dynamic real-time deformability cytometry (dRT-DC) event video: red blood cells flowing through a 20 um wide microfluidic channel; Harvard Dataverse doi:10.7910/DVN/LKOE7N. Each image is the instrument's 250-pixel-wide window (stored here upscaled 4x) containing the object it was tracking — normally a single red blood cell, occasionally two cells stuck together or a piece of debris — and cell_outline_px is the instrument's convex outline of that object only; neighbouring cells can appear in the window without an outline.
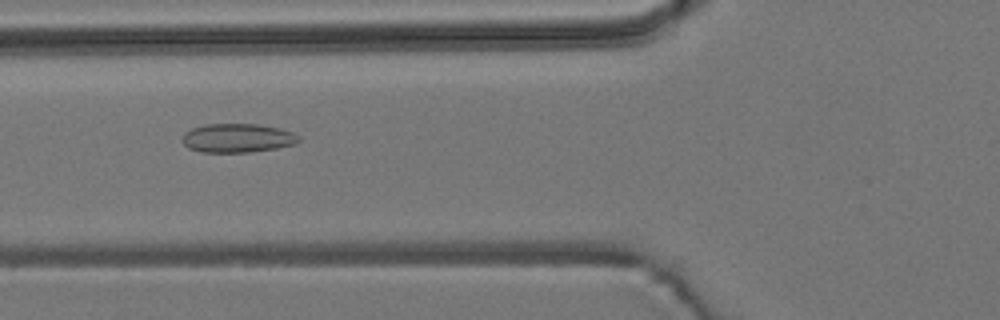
{"species": "common noctule bat (a hibernating species)", "species_latin": "Nyctalus noctula", "temperature_condition": "room temperature", "stored_images_in_passage": 37, "camera_frame_rate_fps": 3000, "um_per_image_px": 0.085, "animal": {"sex": "male", "body_mass_g": 19.2, "forearm_length_mm": 51.8}, "frame": {"image": 1, "passage_image": 9, "time_ms": 2.667, "image_size_px": [1000, 320], "cell_outline_px": [[300, 140], [296, 144], [276, 148], [252, 152], [200, 152], [188, 148], [184, 144], [184, 132], [192, 128], [204, 124], [256, 124], [280, 128], [292, 132], [300, 136]], "centroid_in_image_um": [20.21, 11.73], "position_along_channel_um": 105.6, "area_um2": 19.65}}
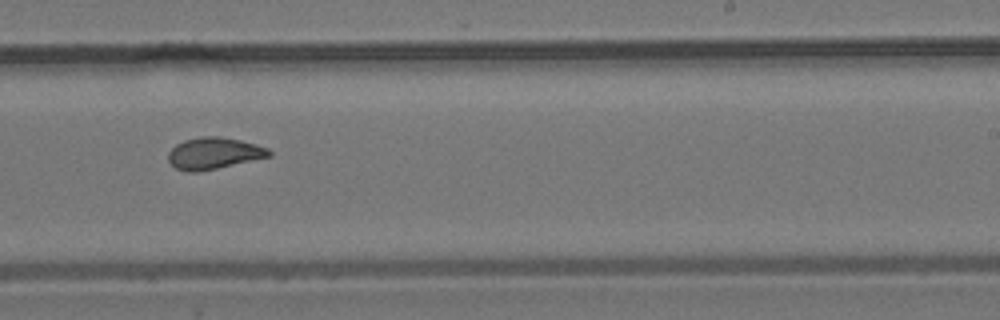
{"frame": {"image": 2, "passage_image": 22, "time_ms": 7.0, "image_size_px": [1000, 320], "cell_outline_px": [[272, 156], [216, 168], [196, 172], [188, 172], [176, 168], [168, 160], [168, 152], [176, 144], [184, 140], [200, 136], [220, 136], [240, 140], [256, 144], [268, 148], [272, 152]], "centroid_in_image_um": [18.18, 13.02], "position_along_channel_um": 270.8, "area_um2": 18.55}}
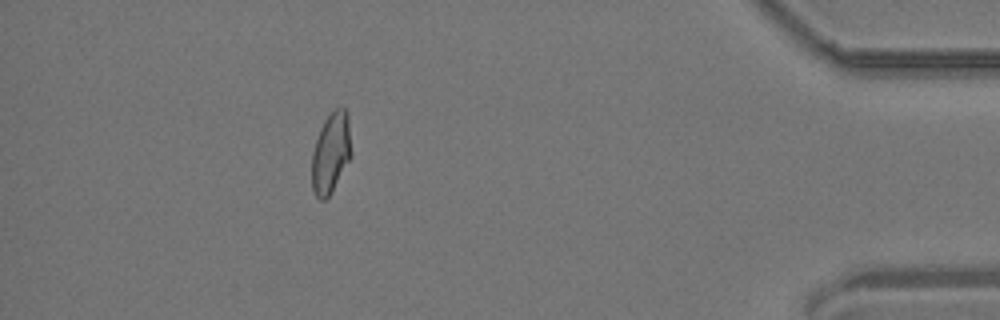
{"frame": {"image": 3, "passage_image": 37, "time_ms": 12.0, "image_size_px": [1000, 320], "cell_outline_px": [[352, 156], [332, 192], [324, 200], [320, 200], [316, 196], [312, 188], [312, 152], [320, 128], [324, 120], [336, 108], [344, 108], [348, 112], [352, 152]], "centroid_in_image_um": [28.14, 13.0], "position_along_channel_um": 407.1, "area_um2": 18.73}, "authors_computed_cell_mechanics": {"area_um2": 18.3804, "velocity_mm_per_s": 3.8121, "shape_relaxation_time_tau1_ms": null, "shape_relaxation_time_tau2_ms": 0.9494, "deformation_change_tau1": null, "deformation_change_tau2": 0.0606}}